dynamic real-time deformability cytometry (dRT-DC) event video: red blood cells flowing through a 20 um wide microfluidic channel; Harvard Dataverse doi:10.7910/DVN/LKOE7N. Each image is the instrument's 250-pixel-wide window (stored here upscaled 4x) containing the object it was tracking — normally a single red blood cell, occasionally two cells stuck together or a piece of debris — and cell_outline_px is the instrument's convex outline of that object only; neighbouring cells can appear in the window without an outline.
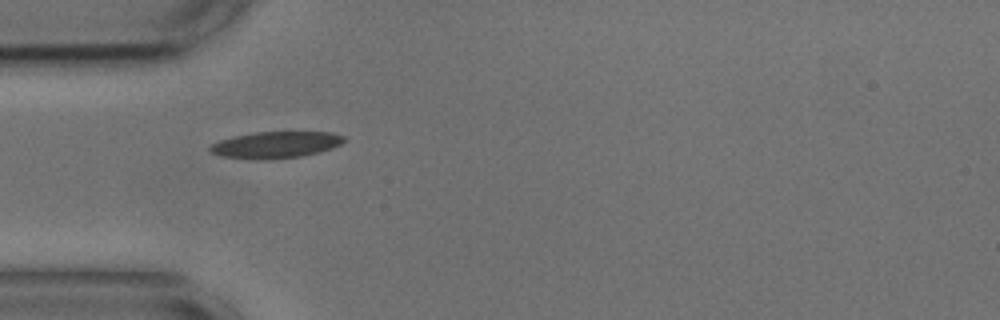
{"species": "common noctule bat (a hibernating species)", "species_latin": "Nyctalus noctula", "temperature_condition": "cold", "stored_images_in_passage": 24, "camera_frame_rate_fps": 3000, "um_per_image_px": 0.085, "animal": {"sex": "male", "body_mass_g": 17.9, "forearm_length_mm": 54.2}, "frame": {"image": 1, "passage_image": 1, "time_ms": 0.0, "image_size_px": [1000, 320], "cell_outline_px": [[348, 140], [332, 148], [300, 156], [272, 160], [256, 160], [220, 156], [212, 152], [208, 148], [212, 144], [220, 140], [232, 136], [256, 132], [332, 132], [344, 136]], "centroid_in_image_um": [23.43, 12.31], "position_along_channel_um": 61.6, "area_um2": 20.87}}